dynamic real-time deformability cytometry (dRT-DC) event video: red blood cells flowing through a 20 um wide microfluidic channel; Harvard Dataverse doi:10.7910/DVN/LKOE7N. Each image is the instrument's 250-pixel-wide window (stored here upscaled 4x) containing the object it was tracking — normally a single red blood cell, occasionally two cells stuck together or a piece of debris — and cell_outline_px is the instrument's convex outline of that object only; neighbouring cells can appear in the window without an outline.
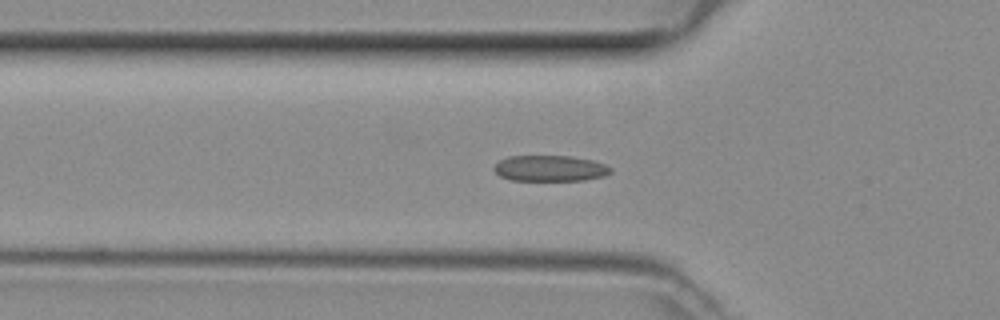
{"species": "common noctule bat (a hibernating species)", "species_latin": "Nyctalus noctula", "temperature_condition": "room temperature", "stored_images_in_passage": 49, "segment_of_instrument_passage": [1, 2], "camera_frame_rate_fps": 3000, "um_per_image_px": 0.085, "animal": {"sex": "female", "body_mass_g": 29.2, "forearm_length_mm": 56.3}, "frame": {"image": 1, "passage_image": 16, "time_ms": 5.0, "image_size_px": [1000, 320], "cell_outline_px": [[612, 172], [604, 176], [584, 180], [508, 180], [500, 176], [492, 168], [500, 160], [508, 156], [572, 156], [592, 160], [604, 164], [612, 168]], "centroid_in_image_um": [46.75, 14.31], "position_along_channel_um": 79.1, "area_um2": 17.63}}
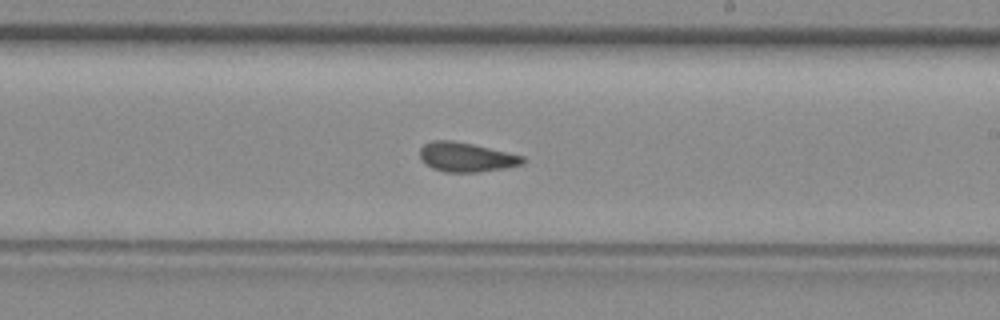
{"frame": {"image": 2, "passage_image": 28, "time_ms": 9.0, "image_size_px": [1000, 320], "cell_outline_px": [[524, 164], [504, 168], [480, 172], [444, 172], [432, 168], [420, 160], [420, 148], [424, 144], [432, 140], [452, 140], [472, 144], [508, 152], [524, 156]], "centroid_in_image_um": [39.61, 13.36], "position_along_channel_um": 249.4, "area_um2": 17.69}}
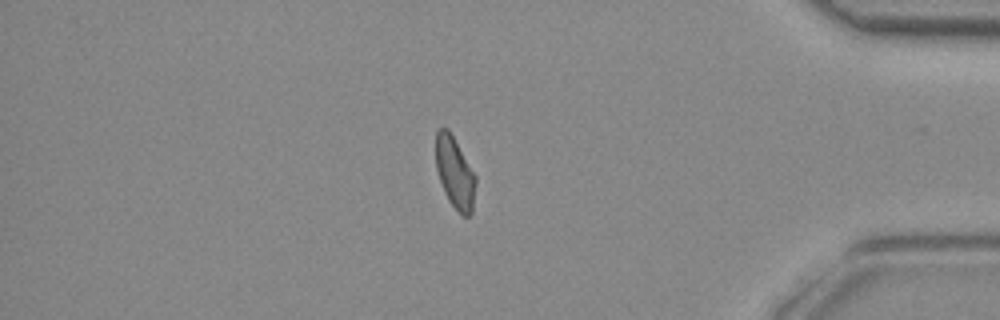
{"frame": {"image": 3, "passage_image": 41, "time_ms": 13.333, "image_size_px": [1000, 320], "cell_outline_px": [[476, 184], [472, 212], [468, 216], [464, 216], [448, 200], [444, 192], [436, 168], [436, 128], [448, 128], [476, 176]], "centroid_in_image_um": [38.66, 14.66], "position_along_channel_um": 396.5, "area_um2": 16.42}}